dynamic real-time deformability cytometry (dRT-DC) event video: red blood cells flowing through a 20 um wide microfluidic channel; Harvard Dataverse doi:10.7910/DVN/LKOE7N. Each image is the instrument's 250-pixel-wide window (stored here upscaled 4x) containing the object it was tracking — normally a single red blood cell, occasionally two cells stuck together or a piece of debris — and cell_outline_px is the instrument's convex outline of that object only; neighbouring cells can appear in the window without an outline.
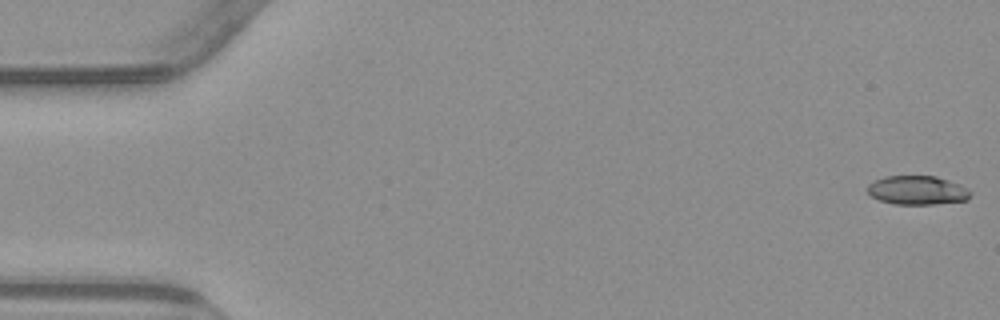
{"species": "common noctule bat (a hibernating species)", "species_latin": "Nyctalus noctula", "temperature_condition": "warm", "stored_images_in_passage": 17, "camera_frame_rate_fps": 3000, "um_per_image_px": 0.085, "animal": {"sex": "male", "body_mass_g": 23.1, "forearm_length_mm": 52.7}, "frame": {"image": 1, "passage_image": 1, "time_ms": 0.0, "image_size_px": [1000, 320], "cell_outline_px": [[972, 192], [968, 200], [932, 204], [896, 204], [880, 200], [872, 196], [868, 192], [868, 184], [884, 176], [936, 176], [960, 184], [968, 188]], "centroid_in_image_um": [78.01, 16.16], "position_along_channel_um": 7.0, "area_um2": 17.28}}
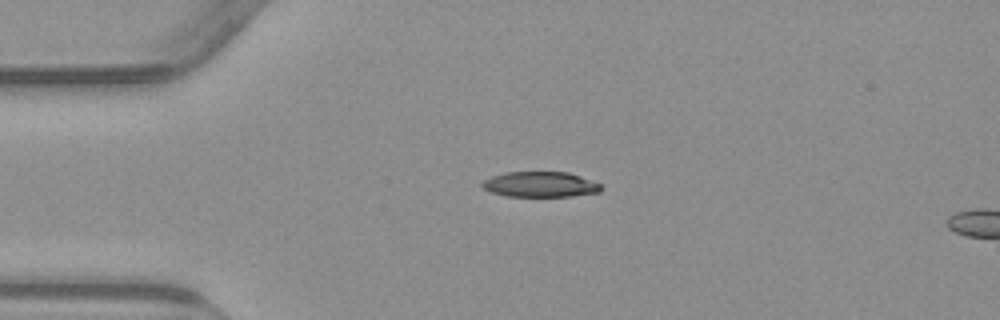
{"frame": {"image": 2, "passage_image": 13, "time_ms": 4.0, "image_size_px": [1000, 320], "cell_outline_px": [[604, 188], [600, 192], [572, 196], [504, 196], [492, 192], [484, 188], [480, 184], [484, 180], [492, 176], [504, 172], [568, 172], [580, 176], [600, 184]], "centroid_in_image_um": [45.93, 15.67], "position_along_channel_um": 39.1, "area_um2": 17.57}}